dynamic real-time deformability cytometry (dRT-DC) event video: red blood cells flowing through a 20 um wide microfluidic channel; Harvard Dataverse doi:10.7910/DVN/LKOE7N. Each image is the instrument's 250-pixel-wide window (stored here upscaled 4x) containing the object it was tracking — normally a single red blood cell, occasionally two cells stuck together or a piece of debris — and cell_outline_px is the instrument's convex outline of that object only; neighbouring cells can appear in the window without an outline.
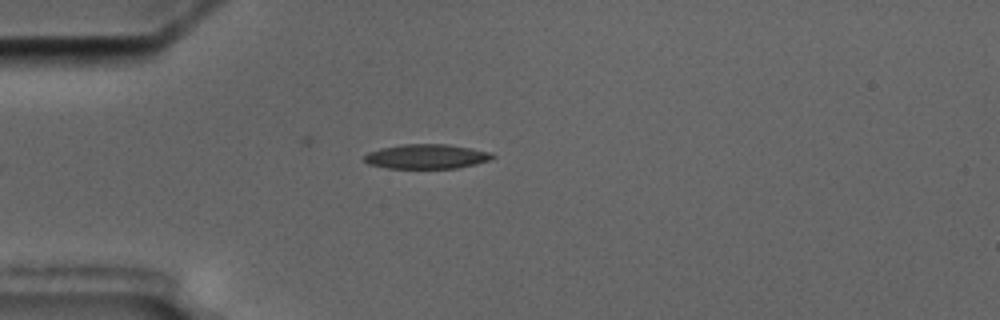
{"species": "common noctule bat (a hibernating species)", "species_latin": "Nyctalus noctula", "temperature_condition": "cold", "stored_images_in_passage": 1, "camera_frame_rate_fps": 3000, "um_per_image_px": 0.085, "animal": {"sex": "male", "body_mass_g": 17.5, "forearm_length_mm": 52.3}, "frame": {"image": 1, "passage_image": 1, "time_ms": 0.0, "image_size_px": [1000, 320], "cell_outline_px": [[496, 156], [488, 160], [476, 164], [456, 168], [388, 168], [368, 164], [364, 160], [364, 156], [368, 152], [380, 148], [404, 144], [448, 144], [492, 152]], "centroid_in_image_um": [36.25, 13.3], "position_along_channel_um": 48.7, "area_um2": 18.32}}